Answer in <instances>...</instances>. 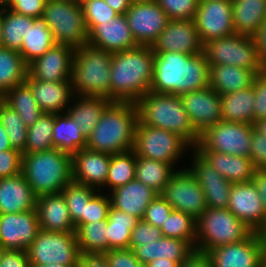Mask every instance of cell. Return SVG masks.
Listing matches in <instances>:
<instances>
[{
	"label": "cell",
	"mask_w": 266,
	"mask_h": 267,
	"mask_svg": "<svg viewBox=\"0 0 266 267\" xmlns=\"http://www.w3.org/2000/svg\"><path fill=\"white\" fill-rule=\"evenodd\" d=\"M210 65L202 53L154 52L150 91L182 95L209 86Z\"/></svg>",
	"instance_id": "cell-1"
},
{
	"label": "cell",
	"mask_w": 266,
	"mask_h": 267,
	"mask_svg": "<svg viewBox=\"0 0 266 267\" xmlns=\"http://www.w3.org/2000/svg\"><path fill=\"white\" fill-rule=\"evenodd\" d=\"M154 52L150 46L112 53L110 100L136 103L151 88Z\"/></svg>",
	"instance_id": "cell-2"
},
{
	"label": "cell",
	"mask_w": 266,
	"mask_h": 267,
	"mask_svg": "<svg viewBox=\"0 0 266 267\" xmlns=\"http://www.w3.org/2000/svg\"><path fill=\"white\" fill-rule=\"evenodd\" d=\"M138 121L136 103L112 101L87 137L86 147L110 155L133 150Z\"/></svg>",
	"instance_id": "cell-3"
},
{
	"label": "cell",
	"mask_w": 266,
	"mask_h": 267,
	"mask_svg": "<svg viewBox=\"0 0 266 267\" xmlns=\"http://www.w3.org/2000/svg\"><path fill=\"white\" fill-rule=\"evenodd\" d=\"M21 173L36 198L58 194L72 181V155L56 148L22 154Z\"/></svg>",
	"instance_id": "cell-4"
},
{
	"label": "cell",
	"mask_w": 266,
	"mask_h": 267,
	"mask_svg": "<svg viewBox=\"0 0 266 267\" xmlns=\"http://www.w3.org/2000/svg\"><path fill=\"white\" fill-rule=\"evenodd\" d=\"M136 105L143 124L174 132L193 148L199 143L200 135L191 124L180 95L149 91Z\"/></svg>",
	"instance_id": "cell-5"
},
{
	"label": "cell",
	"mask_w": 266,
	"mask_h": 267,
	"mask_svg": "<svg viewBox=\"0 0 266 267\" xmlns=\"http://www.w3.org/2000/svg\"><path fill=\"white\" fill-rule=\"evenodd\" d=\"M112 53L85 44L74 49L70 82L75 96L110 99Z\"/></svg>",
	"instance_id": "cell-6"
},
{
	"label": "cell",
	"mask_w": 266,
	"mask_h": 267,
	"mask_svg": "<svg viewBox=\"0 0 266 267\" xmlns=\"http://www.w3.org/2000/svg\"><path fill=\"white\" fill-rule=\"evenodd\" d=\"M253 231L227 208H210L196 220L195 250L203 253L247 239Z\"/></svg>",
	"instance_id": "cell-7"
},
{
	"label": "cell",
	"mask_w": 266,
	"mask_h": 267,
	"mask_svg": "<svg viewBox=\"0 0 266 267\" xmlns=\"http://www.w3.org/2000/svg\"><path fill=\"white\" fill-rule=\"evenodd\" d=\"M192 149L180 135L138 121L133 146L136 156L166 162L178 170L187 167L180 161L187 160L185 157L189 156Z\"/></svg>",
	"instance_id": "cell-8"
},
{
	"label": "cell",
	"mask_w": 266,
	"mask_h": 267,
	"mask_svg": "<svg viewBox=\"0 0 266 267\" xmlns=\"http://www.w3.org/2000/svg\"><path fill=\"white\" fill-rule=\"evenodd\" d=\"M42 17L56 44L79 48L88 41L82 6L75 0H46Z\"/></svg>",
	"instance_id": "cell-9"
},
{
	"label": "cell",
	"mask_w": 266,
	"mask_h": 267,
	"mask_svg": "<svg viewBox=\"0 0 266 267\" xmlns=\"http://www.w3.org/2000/svg\"><path fill=\"white\" fill-rule=\"evenodd\" d=\"M203 54L209 65H232L250 69L255 74L265 70L252 36L235 33L228 37L212 39L204 44Z\"/></svg>",
	"instance_id": "cell-10"
},
{
	"label": "cell",
	"mask_w": 266,
	"mask_h": 267,
	"mask_svg": "<svg viewBox=\"0 0 266 267\" xmlns=\"http://www.w3.org/2000/svg\"><path fill=\"white\" fill-rule=\"evenodd\" d=\"M31 267L59 263L77 267L80 256L75 232H53L41 229L26 249Z\"/></svg>",
	"instance_id": "cell-11"
},
{
	"label": "cell",
	"mask_w": 266,
	"mask_h": 267,
	"mask_svg": "<svg viewBox=\"0 0 266 267\" xmlns=\"http://www.w3.org/2000/svg\"><path fill=\"white\" fill-rule=\"evenodd\" d=\"M254 125L221 121L200 135L196 151H216L250 158V144Z\"/></svg>",
	"instance_id": "cell-12"
},
{
	"label": "cell",
	"mask_w": 266,
	"mask_h": 267,
	"mask_svg": "<svg viewBox=\"0 0 266 267\" xmlns=\"http://www.w3.org/2000/svg\"><path fill=\"white\" fill-rule=\"evenodd\" d=\"M173 208L198 219L207 209L204 192L190 170H176L160 194Z\"/></svg>",
	"instance_id": "cell-13"
},
{
	"label": "cell",
	"mask_w": 266,
	"mask_h": 267,
	"mask_svg": "<svg viewBox=\"0 0 266 267\" xmlns=\"http://www.w3.org/2000/svg\"><path fill=\"white\" fill-rule=\"evenodd\" d=\"M194 22L203 44L235 34L231 1L199 0Z\"/></svg>",
	"instance_id": "cell-14"
},
{
	"label": "cell",
	"mask_w": 266,
	"mask_h": 267,
	"mask_svg": "<svg viewBox=\"0 0 266 267\" xmlns=\"http://www.w3.org/2000/svg\"><path fill=\"white\" fill-rule=\"evenodd\" d=\"M207 254L213 267H266V248L257 232L244 241L214 248Z\"/></svg>",
	"instance_id": "cell-15"
},
{
	"label": "cell",
	"mask_w": 266,
	"mask_h": 267,
	"mask_svg": "<svg viewBox=\"0 0 266 267\" xmlns=\"http://www.w3.org/2000/svg\"><path fill=\"white\" fill-rule=\"evenodd\" d=\"M125 16L137 45L150 47L169 20L156 0L132 3Z\"/></svg>",
	"instance_id": "cell-16"
},
{
	"label": "cell",
	"mask_w": 266,
	"mask_h": 267,
	"mask_svg": "<svg viewBox=\"0 0 266 267\" xmlns=\"http://www.w3.org/2000/svg\"><path fill=\"white\" fill-rule=\"evenodd\" d=\"M189 155L191 164L187 163L186 166L201 186L207 207L227 208L232 183L222 177L194 148Z\"/></svg>",
	"instance_id": "cell-17"
},
{
	"label": "cell",
	"mask_w": 266,
	"mask_h": 267,
	"mask_svg": "<svg viewBox=\"0 0 266 267\" xmlns=\"http://www.w3.org/2000/svg\"><path fill=\"white\" fill-rule=\"evenodd\" d=\"M40 230L36 208L0 214V249L26 250Z\"/></svg>",
	"instance_id": "cell-18"
},
{
	"label": "cell",
	"mask_w": 266,
	"mask_h": 267,
	"mask_svg": "<svg viewBox=\"0 0 266 267\" xmlns=\"http://www.w3.org/2000/svg\"><path fill=\"white\" fill-rule=\"evenodd\" d=\"M194 20H168L165 29L151 45L153 52H176L197 55L203 52Z\"/></svg>",
	"instance_id": "cell-19"
},
{
	"label": "cell",
	"mask_w": 266,
	"mask_h": 267,
	"mask_svg": "<svg viewBox=\"0 0 266 267\" xmlns=\"http://www.w3.org/2000/svg\"><path fill=\"white\" fill-rule=\"evenodd\" d=\"M180 97L190 122L199 135L222 121L221 96L212 87L186 92Z\"/></svg>",
	"instance_id": "cell-20"
},
{
	"label": "cell",
	"mask_w": 266,
	"mask_h": 267,
	"mask_svg": "<svg viewBox=\"0 0 266 267\" xmlns=\"http://www.w3.org/2000/svg\"><path fill=\"white\" fill-rule=\"evenodd\" d=\"M227 209L253 232L263 226L266 218L263 202L252 180L232 184Z\"/></svg>",
	"instance_id": "cell-21"
},
{
	"label": "cell",
	"mask_w": 266,
	"mask_h": 267,
	"mask_svg": "<svg viewBox=\"0 0 266 267\" xmlns=\"http://www.w3.org/2000/svg\"><path fill=\"white\" fill-rule=\"evenodd\" d=\"M74 49L55 44L28 64V76L45 82L70 81Z\"/></svg>",
	"instance_id": "cell-22"
},
{
	"label": "cell",
	"mask_w": 266,
	"mask_h": 267,
	"mask_svg": "<svg viewBox=\"0 0 266 267\" xmlns=\"http://www.w3.org/2000/svg\"><path fill=\"white\" fill-rule=\"evenodd\" d=\"M111 155L83 148L72 155V180L100 191L106 183Z\"/></svg>",
	"instance_id": "cell-23"
},
{
	"label": "cell",
	"mask_w": 266,
	"mask_h": 267,
	"mask_svg": "<svg viewBox=\"0 0 266 267\" xmlns=\"http://www.w3.org/2000/svg\"><path fill=\"white\" fill-rule=\"evenodd\" d=\"M87 44L110 53L129 50L138 46L132 36L125 14L96 25L88 33Z\"/></svg>",
	"instance_id": "cell-24"
},
{
	"label": "cell",
	"mask_w": 266,
	"mask_h": 267,
	"mask_svg": "<svg viewBox=\"0 0 266 267\" xmlns=\"http://www.w3.org/2000/svg\"><path fill=\"white\" fill-rule=\"evenodd\" d=\"M25 82L44 113H66L75 96L70 81L45 82L27 75Z\"/></svg>",
	"instance_id": "cell-25"
},
{
	"label": "cell",
	"mask_w": 266,
	"mask_h": 267,
	"mask_svg": "<svg viewBox=\"0 0 266 267\" xmlns=\"http://www.w3.org/2000/svg\"><path fill=\"white\" fill-rule=\"evenodd\" d=\"M108 194L113 208L133 215L138 220L143 219L146 208L158 195L156 191L137 179L117 187Z\"/></svg>",
	"instance_id": "cell-26"
},
{
	"label": "cell",
	"mask_w": 266,
	"mask_h": 267,
	"mask_svg": "<svg viewBox=\"0 0 266 267\" xmlns=\"http://www.w3.org/2000/svg\"><path fill=\"white\" fill-rule=\"evenodd\" d=\"M36 211L40 228L53 232H75L63 194H50L36 198Z\"/></svg>",
	"instance_id": "cell-27"
},
{
	"label": "cell",
	"mask_w": 266,
	"mask_h": 267,
	"mask_svg": "<svg viewBox=\"0 0 266 267\" xmlns=\"http://www.w3.org/2000/svg\"><path fill=\"white\" fill-rule=\"evenodd\" d=\"M36 197L22 173L0 178V214L35 209Z\"/></svg>",
	"instance_id": "cell-28"
},
{
	"label": "cell",
	"mask_w": 266,
	"mask_h": 267,
	"mask_svg": "<svg viewBox=\"0 0 266 267\" xmlns=\"http://www.w3.org/2000/svg\"><path fill=\"white\" fill-rule=\"evenodd\" d=\"M132 250L141 264H148L158 258L182 262L195 248L188 241L162 236L157 241L134 247Z\"/></svg>",
	"instance_id": "cell-29"
},
{
	"label": "cell",
	"mask_w": 266,
	"mask_h": 267,
	"mask_svg": "<svg viewBox=\"0 0 266 267\" xmlns=\"http://www.w3.org/2000/svg\"><path fill=\"white\" fill-rule=\"evenodd\" d=\"M218 173L228 182L241 183L251 181L255 165L251 158L223 154L216 151H198Z\"/></svg>",
	"instance_id": "cell-30"
},
{
	"label": "cell",
	"mask_w": 266,
	"mask_h": 267,
	"mask_svg": "<svg viewBox=\"0 0 266 267\" xmlns=\"http://www.w3.org/2000/svg\"><path fill=\"white\" fill-rule=\"evenodd\" d=\"M111 102L109 98L102 96H74L66 113L80 125L82 133L88 137Z\"/></svg>",
	"instance_id": "cell-31"
},
{
	"label": "cell",
	"mask_w": 266,
	"mask_h": 267,
	"mask_svg": "<svg viewBox=\"0 0 266 267\" xmlns=\"http://www.w3.org/2000/svg\"><path fill=\"white\" fill-rule=\"evenodd\" d=\"M250 69L232 65H210L209 87L220 96L249 87L255 77Z\"/></svg>",
	"instance_id": "cell-32"
},
{
	"label": "cell",
	"mask_w": 266,
	"mask_h": 267,
	"mask_svg": "<svg viewBox=\"0 0 266 267\" xmlns=\"http://www.w3.org/2000/svg\"><path fill=\"white\" fill-rule=\"evenodd\" d=\"M236 34L254 36L266 19V0H231Z\"/></svg>",
	"instance_id": "cell-33"
},
{
	"label": "cell",
	"mask_w": 266,
	"mask_h": 267,
	"mask_svg": "<svg viewBox=\"0 0 266 267\" xmlns=\"http://www.w3.org/2000/svg\"><path fill=\"white\" fill-rule=\"evenodd\" d=\"M51 30L43 17L29 16V29L23 37V45L18 51L28 65L34 59L42 56L55 45Z\"/></svg>",
	"instance_id": "cell-34"
},
{
	"label": "cell",
	"mask_w": 266,
	"mask_h": 267,
	"mask_svg": "<svg viewBox=\"0 0 266 267\" xmlns=\"http://www.w3.org/2000/svg\"><path fill=\"white\" fill-rule=\"evenodd\" d=\"M255 94L253 85L221 95L222 120L227 122L254 123Z\"/></svg>",
	"instance_id": "cell-35"
},
{
	"label": "cell",
	"mask_w": 266,
	"mask_h": 267,
	"mask_svg": "<svg viewBox=\"0 0 266 267\" xmlns=\"http://www.w3.org/2000/svg\"><path fill=\"white\" fill-rule=\"evenodd\" d=\"M52 139L54 148L70 155L87 145V137L82 133L80 125L67 113L55 114Z\"/></svg>",
	"instance_id": "cell-36"
},
{
	"label": "cell",
	"mask_w": 266,
	"mask_h": 267,
	"mask_svg": "<svg viewBox=\"0 0 266 267\" xmlns=\"http://www.w3.org/2000/svg\"><path fill=\"white\" fill-rule=\"evenodd\" d=\"M2 100L19 114L23 123L28 128L33 126L44 113L37 104L30 86L26 82L8 90L2 96Z\"/></svg>",
	"instance_id": "cell-37"
},
{
	"label": "cell",
	"mask_w": 266,
	"mask_h": 267,
	"mask_svg": "<svg viewBox=\"0 0 266 267\" xmlns=\"http://www.w3.org/2000/svg\"><path fill=\"white\" fill-rule=\"evenodd\" d=\"M28 65L17 50L0 47V94L26 81Z\"/></svg>",
	"instance_id": "cell-38"
},
{
	"label": "cell",
	"mask_w": 266,
	"mask_h": 267,
	"mask_svg": "<svg viewBox=\"0 0 266 267\" xmlns=\"http://www.w3.org/2000/svg\"><path fill=\"white\" fill-rule=\"evenodd\" d=\"M138 219L110 206L107 217L108 251L129 249L132 230Z\"/></svg>",
	"instance_id": "cell-39"
},
{
	"label": "cell",
	"mask_w": 266,
	"mask_h": 267,
	"mask_svg": "<svg viewBox=\"0 0 266 267\" xmlns=\"http://www.w3.org/2000/svg\"><path fill=\"white\" fill-rule=\"evenodd\" d=\"M176 169L166 162L136 156L135 179L161 194Z\"/></svg>",
	"instance_id": "cell-40"
},
{
	"label": "cell",
	"mask_w": 266,
	"mask_h": 267,
	"mask_svg": "<svg viewBox=\"0 0 266 267\" xmlns=\"http://www.w3.org/2000/svg\"><path fill=\"white\" fill-rule=\"evenodd\" d=\"M135 168L136 155L133 150L111 155L106 183L100 191L109 193L117 187L134 180Z\"/></svg>",
	"instance_id": "cell-41"
},
{
	"label": "cell",
	"mask_w": 266,
	"mask_h": 267,
	"mask_svg": "<svg viewBox=\"0 0 266 267\" xmlns=\"http://www.w3.org/2000/svg\"><path fill=\"white\" fill-rule=\"evenodd\" d=\"M80 253H106L108 251L107 220L80 225L76 230Z\"/></svg>",
	"instance_id": "cell-42"
},
{
	"label": "cell",
	"mask_w": 266,
	"mask_h": 267,
	"mask_svg": "<svg viewBox=\"0 0 266 267\" xmlns=\"http://www.w3.org/2000/svg\"><path fill=\"white\" fill-rule=\"evenodd\" d=\"M2 46L8 49H21L23 37L29 29V16L9 9H1Z\"/></svg>",
	"instance_id": "cell-43"
},
{
	"label": "cell",
	"mask_w": 266,
	"mask_h": 267,
	"mask_svg": "<svg viewBox=\"0 0 266 267\" xmlns=\"http://www.w3.org/2000/svg\"><path fill=\"white\" fill-rule=\"evenodd\" d=\"M98 192L95 188L73 180L62 189L61 193L66 200L72 222L76 229L83 224L85 204H88Z\"/></svg>",
	"instance_id": "cell-44"
},
{
	"label": "cell",
	"mask_w": 266,
	"mask_h": 267,
	"mask_svg": "<svg viewBox=\"0 0 266 267\" xmlns=\"http://www.w3.org/2000/svg\"><path fill=\"white\" fill-rule=\"evenodd\" d=\"M55 114L43 113L42 116L28 128L25 153L40 152L54 148L53 127Z\"/></svg>",
	"instance_id": "cell-45"
},
{
	"label": "cell",
	"mask_w": 266,
	"mask_h": 267,
	"mask_svg": "<svg viewBox=\"0 0 266 267\" xmlns=\"http://www.w3.org/2000/svg\"><path fill=\"white\" fill-rule=\"evenodd\" d=\"M162 236L188 241L194 248L196 242V219L181 211L172 210L159 228Z\"/></svg>",
	"instance_id": "cell-46"
},
{
	"label": "cell",
	"mask_w": 266,
	"mask_h": 267,
	"mask_svg": "<svg viewBox=\"0 0 266 267\" xmlns=\"http://www.w3.org/2000/svg\"><path fill=\"white\" fill-rule=\"evenodd\" d=\"M0 123L6 129L12 148L25 154L28 127L19 114L3 100H0Z\"/></svg>",
	"instance_id": "cell-47"
},
{
	"label": "cell",
	"mask_w": 266,
	"mask_h": 267,
	"mask_svg": "<svg viewBox=\"0 0 266 267\" xmlns=\"http://www.w3.org/2000/svg\"><path fill=\"white\" fill-rule=\"evenodd\" d=\"M83 14L85 17L88 33L98 24L111 21L119 14L114 11L105 0H90L82 5Z\"/></svg>",
	"instance_id": "cell-48"
},
{
	"label": "cell",
	"mask_w": 266,
	"mask_h": 267,
	"mask_svg": "<svg viewBox=\"0 0 266 267\" xmlns=\"http://www.w3.org/2000/svg\"><path fill=\"white\" fill-rule=\"evenodd\" d=\"M169 20H194L199 0H156Z\"/></svg>",
	"instance_id": "cell-49"
},
{
	"label": "cell",
	"mask_w": 266,
	"mask_h": 267,
	"mask_svg": "<svg viewBox=\"0 0 266 267\" xmlns=\"http://www.w3.org/2000/svg\"><path fill=\"white\" fill-rule=\"evenodd\" d=\"M110 206L111 200L109 194L99 191L88 204H85L83 224L107 220Z\"/></svg>",
	"instance_id": "cell-50"
},
{
	"label": "cell",
	"mask_w": 266,
	"mask_h": 267,
	"mask_svg": "<svg viewBox=\"0 0 266 267\" xmlns=\"http://www.w3.org/2000/svg\"><path fill=\"white\" fill-rule=\"evenodd\" d=\"M172 210V206L158 194L146 208L143 220L150 225L160 228Z\"/></svg>",
	"instance_id": "cell-51"
},
{
	"label": "cell",
	"mask_w": 266,
	"mask_h": 267,
	"mask_svg": "<svg viewBox=\"0 0 266 267\" xmlns=\"http://www.w3.org/2000/svg\"><path fill=\"white\" fill-rule=\"evenodd\" d=\"M161 237L162 234L158 227L150 225L143 219L138 220L131 233L129 249H133L134 247L144 244H149L157 241Z\"/></svg>",
	"instance_id": "cell-52"
},
{
	"label": "cell",
	"mask_w": 266,
	"mask_h": 267,
	"mask_svg": "<svg viewBox=\"0 0 266 267\" xmlns=\"http://www.w3.org/2000/svg\"><path fill=\"white\" fill-rule=\"evenodd\" d=\"M255 103H254V122L266 119V69L256 74L252 81Z\"/></svg>",
	"instance_id": "cell-53"
},
{
	"label": "cell",
	"mask_w": 266,
	"mask_h": 267,
	"mask_svg": "<svg viewBox=\"0 0 266 267\" xmlns=\"http://www.w3.org/2000/svg\"><path fill=\"white\" fill-rule=\"evenodd\" d=\"M22 153L17 149L0 151V178L21 173Z\"/></svg>",
	"instance_id": "cell-54"
},
{
	"label": "cell",
	"mask_w": 266,
	"mask_h": 267,
	"mask_svg": "<svg viewBox=\"0 0 266 267\" xmlns=\"http://www.w3.org/2000/svg\"><path fill=\"white\" fill-rule=\"evenodd\" d=\"M46 0H8L6 9L21 15L39 18L43 15Z\"/></svg>",
	"instance_id": "cell-55"
},
{
	"label": "cell",
	"mask_w": 266,
	"mask_h": 267,
	"mask_svg": "<svg viewBox=\"0 0 266 267\" xmlns=\"http://www.w3.org/2000/svg\"><path fill=\"white\" fill-rule=\"evenodd\" d=\"M109 267H139L141 263L132 249H111L105 253Z\"/></svg>",
	"instance_id": "cell-56"
},
{
	"label": "cell",
	"mask_w": 266,
	"mask_h": 267,
	"mask_svg": "<svg viewBox=\"0 0 266 267\" xmlns=\"http://www.w3.org/2000/svg\"><path fill=\"white\" fill-rule=\"evenodd\" d=\"M250 158L258 169H266V137L255 130L252 132Z\"/></svg>",
	"instance_id": "cell-57"
},
{
	"label": "cell",
	"mask_w": 266,
	"mask_h": 267,
	"mask_svg": "<svg viewBox=\"0 0 266 267\" xmlns=\"http://www.w3.org/2000/svg\"><path fill=\"white\" fill-rule=\"evenodd\" d=\"M0 267H31L26 250L0 249Z\"/></svg>",
	"instance_id": "cell-58"
},
{
	"label": "cell",
	"mask_w": 266,
	"mask_h": 267,
	"mask_svg": "<svg viewBox=\"0 0 266 267\" xmlns=\"http://www.w3.org/2000/svg\"><path fill=\"white\" fill-rule=\"evenodd\" d=\"M77 267H109L105 253H80Z\"/></svg>",
	"instance_id": "cell-59"
},
{
	"label": "cell",
	"mask_w": 266,
	"mask_h": 267,
	"mask_svg": "<svg viewBox=\"0 0 266 267\" xmlns=\"http://www.w3.org/2000/svg\"><path fill=\"white\" fill-rule=\"evenodd\" d=\"M180 267H213L207 253L194 250L182 263Z\"/></svg>",
	"instance_id": "cell-60"
},
{
	"label": "cell",
	"mask_w": 266,
	"mask_h": 267,
	"mask_svg": "<svg viewBox=\"0 0 266 267\" xmlns=\"http://www.w3.org/2000/svg\"><path fill=\"white\" fill-rule=\"evenodd\" d=\"M253 38L255 39L257 53L260 62L266 69V19L261 24L260 28L253 36Z\"/></svg>",
	"instance_id": "cell-61"
},
{
	"label": "cell",
	"mask_w": 266,
	"mask_h": 267,
	"mask_svg": "<svg viewBox=\"0 0 266 267\" xmlns=\"http://www.w3.org/2000/svg\"><path fill=\"white\" fill-rule=\"evenodd\" d=\"M252 181L257 187V190L263 202L265 214H266V169L256 168Z\"/></svg>",
	"instance_id": "cell-62"
},
{
	"label": "cell",
	"mask_w": 266,
	"mask_h": 267,
	"mask_svg": "<svg viewBox=\"0 0 266 267\" xmlns=\"http://www.w3.org/2000/svg\"><path fill=\"white\" fill-rule=\"evenodd\" d=\"M119 15L125 14L131 6V0H105Z\"/></svg>",
	"instance_id": "cell-63"
},
{
	"label": "cell",
	"mask_w": 266,
	"mask_h": 267,
	"mask_svg": "<svg viewBox=\"0 0 266 267\" xmlns=\"http://www.w3.org/2000/svg\"><path fill=\"white\" fill-rule=\"evenodd\" d=\"M182 262H175L166 258H158L147 264L148 267H180Z\"/></svg>",
	"instance_id": "cell-64"
},
{
	"label": "cell",
	"mask_w": 266,
	"mask_h": 267,
	"mask_svg": "<svg viewBox=\"0 0 266 267\" xmlns=\"http://www.w3.org/2000/svg\"><path fill=\"white\" fill-rule=\"evenodd\" d=\"M13 149L9 138L6 132V129L3 127V125L0 123V151H6Z\"/></svg>",
	"instance_id": "cell-65"
},
{
	"label": "cell",
	"mask_w": 266,
	"mask_h": 267,
	"mask_svg": "<svg viewBox=\"0 0 266 267\" xmlns=\"http://www.w3.org/2000/svg\"><path fill=\"white\" fill-rule=\"evenodd\" d=\"M253 125H254V130L256 132L266 137V119L257 120L253 123Z\"/></svg>",
	"instance_id": "cell-66"
},
{
	"label": "cell",
	"mask_w": 266,
	"mask_h": 267,
	"mask_svg": "<svg viewBox=\"0 0 266 267\" xmlns=\"http://www.w3.org/2000/svg\"><path fill=\"white\" fill-rule=\"evenodd\" d=\"M34 267H66L64 265H60L59 263H50L46 265H39V266H34Z\"/></svg>",
	"instance_id": "cell-67"
},
{
	"label": "cell",
	"mask_w": 266,
	"mask_h": 267,
	"mask_svg": "<svg viewBox=\"0 0 266 267\" xmlns=\"http://www.w3.org/2000/svg\"><path fill=\"white\" fill-rule=\"evenodd\" d=\"M8 5V0H0V9H4Z\"/></svg>",
	"instance_id": "cell-68"
},
{
	"label": "cell",
	"mask_w": 266,
	"mask_h": 267,
	"mask_svg": "<svg viewBox=\"0 0 266 267\" xmlns=\"http://www.w3.org/2000/svg\"><path fill=\"white\" fill-rule=\"evenodd\" d=\"M2 46L1 9H0V47Z\"/></svg>",
	"instance_id": "cell-69"
},
{
	"label": "cell",
	"mask_w": 266,
	"mask_h": 267,
	"mask_svg": "<svg viewBox=\"0 0 266 267\" xmlns=\"http://www.w3.org/2000/svg\"><path fill=\"white\" fill-rule=\"evenodd\" d=\"M154 0H131V3H141V2H150Z\"/></svg>",
	"instance_id": "cell-70"
},
{
	"label": "cell",
	"mask_w": 266,
	"mask_h": 267,
	"mask_svg": "<svg viewBox=\"0 0 266 267\" xmlns=\"http://www.w3.org/2000/svg\"><path fill=\"white\" fill-rule=\"evenodd\" d=\"M78 4L82 5L83 3L90 1V0H75Z\"/></svg>",
	"instance_id": "cell-71"
},
{
	"label": "cell",
	"mask_w": 266,
	"mask_h": 267,
	"mask_svg": "<svg viewBox=\"0 0 266 267\" xmlns=\"http://www.w3.org/2000/svg\"><path fill=\"white\" fill-rule=\"evenodd\" d=\"M139 267H148L147 264H141Z\"/></svg>",
	"instance_id": "cell-72"
}]
</instances>
